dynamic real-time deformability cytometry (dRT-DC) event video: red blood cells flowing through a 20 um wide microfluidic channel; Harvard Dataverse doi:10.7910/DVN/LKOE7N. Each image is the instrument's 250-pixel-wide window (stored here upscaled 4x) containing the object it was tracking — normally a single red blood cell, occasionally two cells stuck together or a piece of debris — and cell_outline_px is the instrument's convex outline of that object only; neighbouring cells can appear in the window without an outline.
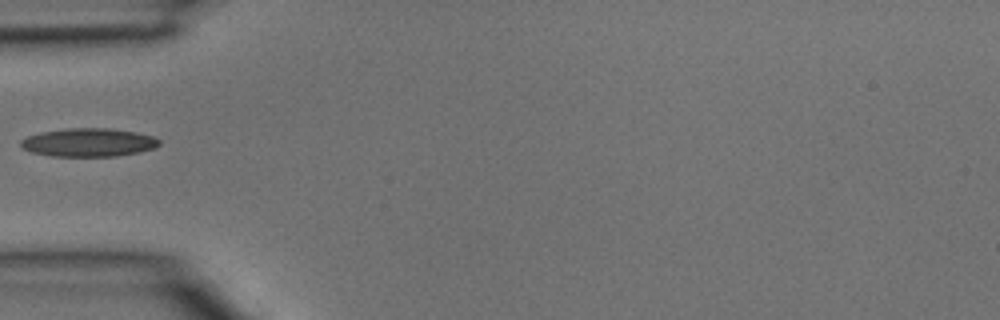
{"species": "common noctule bat (a hibernating species)", "species_latin": "Nyctalus noctula", "temperature_condition": "room temperature", "stored_images_in_passage": 3, "camera_frame_rate_fps": 3000, "um_per_image_px": 0.085, "animal": {"sex": "male", "body_mass_g": 15.6}, "frame": {"image": 1, "passage_image": 3, "time_ms": 0.667, "image_size_px": [1000, 320], "cell_outline_px": [[160, 144], [156, 148], [116, 156], [52, 156], [32, 152], [20, 148], [20, 140], [28, 136], [40, 132], [68, 128], [108, 128], [136, 132], [152, 136], [160, 140]], "centroid_in_image_um": [7.5, 12.1], "position_along_channel_um": 77.5, "area_um2": 22.89}}